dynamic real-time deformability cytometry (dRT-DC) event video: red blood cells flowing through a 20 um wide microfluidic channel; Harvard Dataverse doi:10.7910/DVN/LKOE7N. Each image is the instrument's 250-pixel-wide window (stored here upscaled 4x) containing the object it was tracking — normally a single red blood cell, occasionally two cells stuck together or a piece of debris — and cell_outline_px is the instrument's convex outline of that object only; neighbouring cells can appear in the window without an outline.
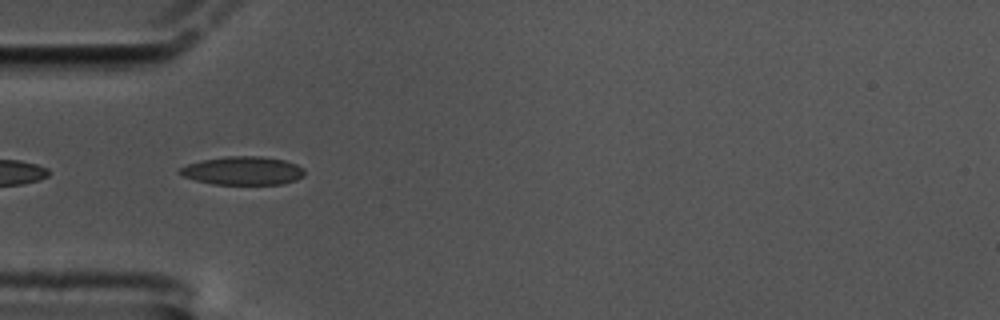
{"species": "common noctule bat (a hibernating species)", "species_latin": "Nyctalus noctula", "temperature_condition": "cold", "stored_images_in_passage": 4, "camera_frame_rate_fps": 3000, "um_per_image_px": 0.085, "animal": {"sex": "male", "body_mass_g": 17.5, "forearm_length_mm": 52.3}, "frame": {"image": 1, "passage_image": 2, "time_ms": 0.333, "image_size_px": [1000, 320], "cell_outline_px": [[304, 176], [296, 180], [280, 184], [212, 184], [196, 180], [184, 176], [176, 172], [180, 168], [188, 164], [204, 160], [224, 156], [260, 156], [284, 160], [296, 164], [304, 168]], "centroid_in_image_um": [20.65, 14.51], "position_along_channel_um": 64.3, "area_um2": 20.58}}